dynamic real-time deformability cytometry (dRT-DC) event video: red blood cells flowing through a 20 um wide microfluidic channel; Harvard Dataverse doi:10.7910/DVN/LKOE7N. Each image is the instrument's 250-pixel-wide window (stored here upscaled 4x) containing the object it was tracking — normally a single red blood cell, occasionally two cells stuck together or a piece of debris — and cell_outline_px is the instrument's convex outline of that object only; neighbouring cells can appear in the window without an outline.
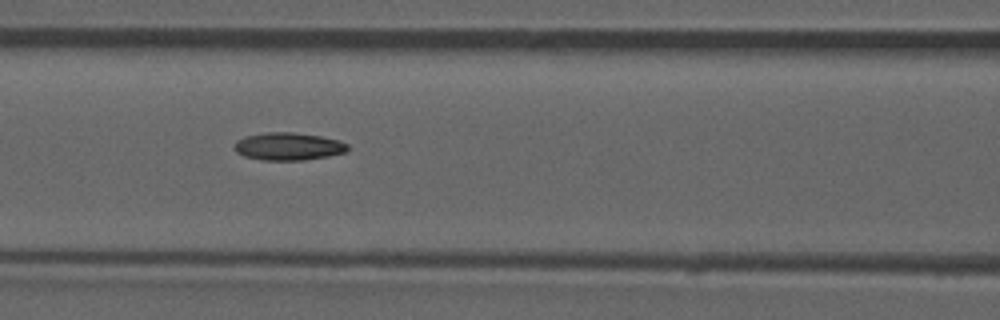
{"species": "common noctule bat (a hibernating species)", "species_latin": "Nyctalus noctula", "temperature_condition": "room temperature", "stored_images_in_passage": 53, "camera_frame_rate_fps": 3000, "um_per_image_px": 0.085, "animal": {"sex": "male", "forearm_length_mm": 52.5}, "frame": {"image": 1, "passage_image": 23, "time_ms": 7.333, "image_size_px": [1000, 320], "cell_outline_px": [[348, 148], [344, 152], [328, 156], [304, 160], [264, 160], [244, 156], [236, 152], [236, 140], [244, 136], [264, 132], [292, 132], [320, 136], [340, 140], [348, 144]], "centroid_in_image_um": [24.5, 12.43], "position_along_channel_um": 142.1, "area_um2": 18.21}, "authors_computed_cell_mechanics": {"area_um2": 17.629, "velocity_mm_per_s": 3.931, "shape_relaxation_time_tau1_ms": null, "shape_relaxation_time_tau2_ms": 6.1566, "deformation_change_tau1": null, "deformation_change_tau2": 0.1335}}